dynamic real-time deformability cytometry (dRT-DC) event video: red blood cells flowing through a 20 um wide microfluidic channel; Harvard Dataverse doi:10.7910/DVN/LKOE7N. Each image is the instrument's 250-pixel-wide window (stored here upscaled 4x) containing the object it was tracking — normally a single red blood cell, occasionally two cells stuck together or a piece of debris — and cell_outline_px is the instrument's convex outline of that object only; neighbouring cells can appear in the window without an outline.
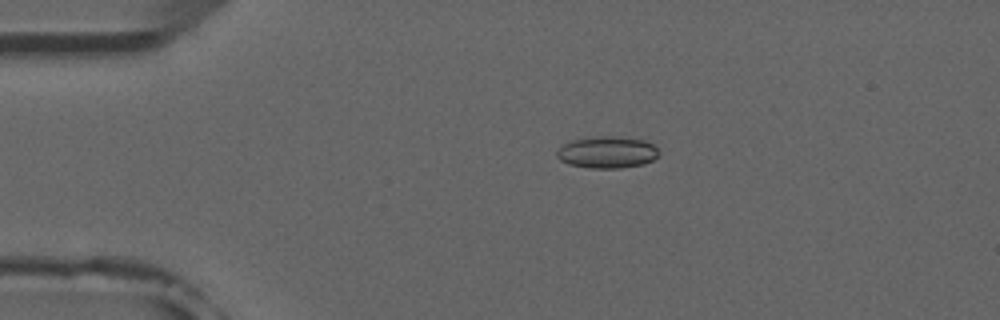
{"species": "common noctule bat (a hibernating species)", "species_latin": "Nyctalus noctula", "temperature_condition": "room temperature", "stored_images_in_passage": 5, "camera_frame_rate_fps": 3000, "um_per_image_px": 0.085, "animal": {"sex": "male", "forearm_length_mm": 52.5}, "frame": {"image": 1, "passage_image": 5, "time_ms": 5.667, "image_size_px": [1000, 320], "cell_outline_px": [[660, 152], [652, 160], [644, 164], [620, 168], [588, 168], [568, 164], [560, 160], [556, 156], [556, 152], [564, 144], [572, 140], [600, 136], [620, 136], [644, 140], [652, 144]], "centroid_in_image_um": [51.6, 12.94], "position_along_channel_um": 33.4, "area_um2": 18.9}}